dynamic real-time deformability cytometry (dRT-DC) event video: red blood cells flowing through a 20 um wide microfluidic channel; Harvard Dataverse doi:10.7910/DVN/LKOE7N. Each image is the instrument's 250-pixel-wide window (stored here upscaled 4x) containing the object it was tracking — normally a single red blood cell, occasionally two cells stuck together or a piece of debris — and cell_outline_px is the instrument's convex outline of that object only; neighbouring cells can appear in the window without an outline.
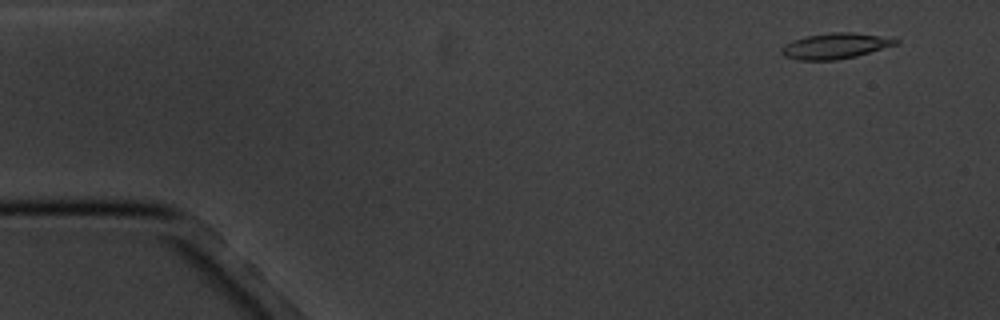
{"species": "common noctule bat (a hibernating species)", "species_latin": "Nyctalus noctula", "temperature_condition": "cold", "stored_images_in_passage": 6, "camera_frame_rate_fps": 3000, "um_per_image_px": 0.085, "animal": {"sex": "male", "body_mass_g": 20.1, "forearm_length_mm": 53.5}, "frame": {"image": 1, "passage_image": 2, "time_ms": 1.0, "image_size_px": [1000, 320], "cell_outline_px": [[900, 44], [856, 56], [836, 60], [796, 60], [784, 56], [780, 52], [780, 48], [784, 44], [792, 40], [804, 36], [832, 32], [852, 32], [900, 40]], "centroid_in_image_um": [70.94, 3.91], "position_along_channel_um": 14.1, "area_um2": 17.17}}
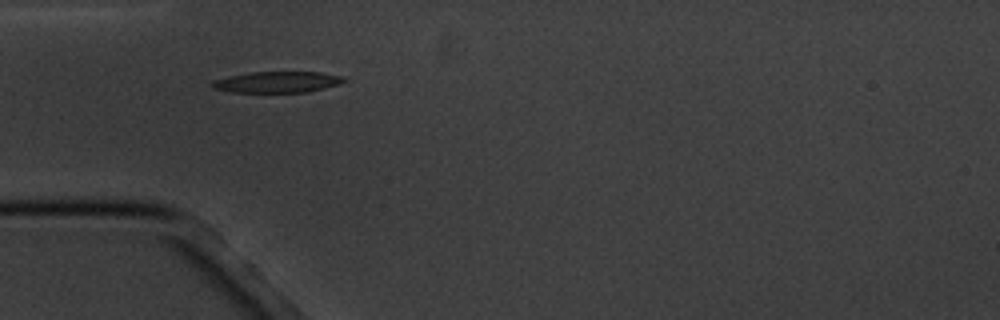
{"frame": {"image": 2, "passage_image": 5, "time_ms": 5.333, "image_size_px": [1000, 320], "cell_outline_px": [[348, 80], [340, 84], [308, 92], [232, 92], [212, 88], [208, 84], [216, 80], [228, 76], [248, 72], [320, 72], [344, 76]], "centroid_in_image_um": [23.59, 6.97], "position_along_channel_um": 61.4, "area_um2": 16.36}}
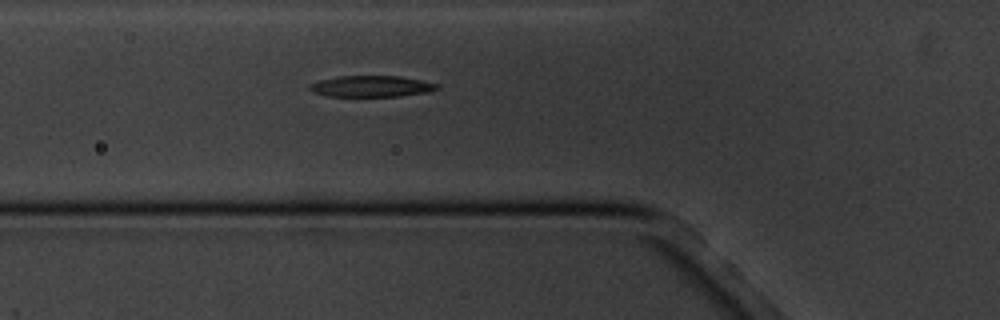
{"frame": {"image": 3, "passage_image": 6, "time_ms": 6.333, "image_size_px": [1000, 320], "cell_outline_px": [[440, 88], [428, 92], [400, 96], [324, 96], [312, 92], [308, 88], [308, 84], [320, 80], [336, 76], [400, 76], [440, 84]], "centroid_in_image_um": [31.54, 7.33], "position_along_channel_um": 94.3, "area_um2": 15.9}}